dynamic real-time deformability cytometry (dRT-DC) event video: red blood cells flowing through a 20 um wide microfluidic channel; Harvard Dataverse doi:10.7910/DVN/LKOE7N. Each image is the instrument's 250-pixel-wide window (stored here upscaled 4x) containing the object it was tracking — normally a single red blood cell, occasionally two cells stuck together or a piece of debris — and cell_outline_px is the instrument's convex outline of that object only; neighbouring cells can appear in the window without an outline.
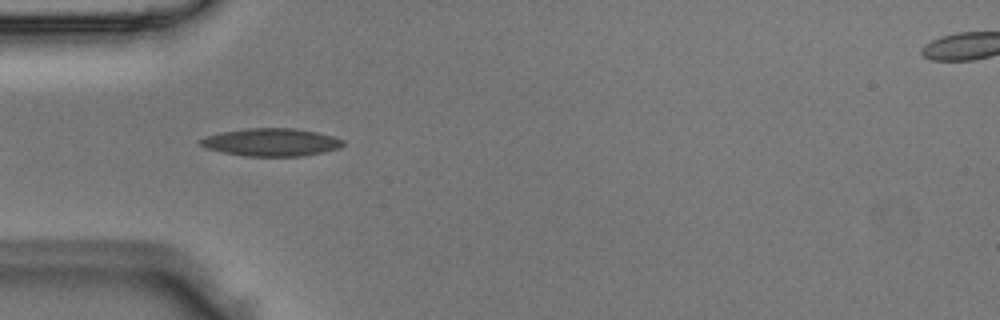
{"species": "Egyptian fruit bat (a non-hibernating species)", "species_latin": "Rousettus aegyptiacus", "temperature_condition": "room temperature", "stored_images_in_passage": 10, "camera_frame_rate_fps": 3000, "um_per_image_px": 0.085, "animal": {"sex": "male"}, "frame": {"image": 1, "passage_image": 4, "time_ms": 1.0, "image_size_px": [1000, 320], "cell_outline_px": [[344, 144], [340, 148], [304, 156], [244, 156], [224, 152], [208, 148], [200, 144], [196, 140], [204, 136], [220, 132], [244, 128], [296, 128], [316, 132], [332, 136], [344, 140]], "centroid_in_image_um": [23.03, 12.08], "position_along_channel_um": 62.0, "area_um2": 23.18}}